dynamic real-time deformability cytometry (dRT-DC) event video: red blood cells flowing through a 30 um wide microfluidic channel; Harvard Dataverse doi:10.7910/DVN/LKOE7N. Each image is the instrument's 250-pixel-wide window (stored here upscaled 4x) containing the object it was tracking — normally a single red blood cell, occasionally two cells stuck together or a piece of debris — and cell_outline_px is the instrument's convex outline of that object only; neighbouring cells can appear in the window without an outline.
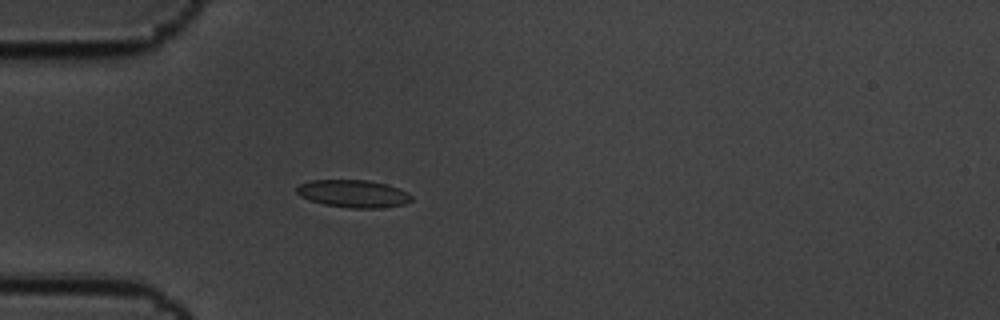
{"species": "common noctule bat (a hibernating species)", "species_latin": "Nyctalus noctula", "temperature_condition": "cold", "stored_images_in_passage": 4, "camera_frame_rate_fps": 3000, "um_per_image_px": 0.085, "animal": {"sex": "male", "body_mass_g": 19.5, "forearm_length_mm": 54.6}, "frame": {"image": 1, "passage_image": 4, "time_ms": 1.0, "image_size_px": [1000, 320], "cell_outline_px": [[412, 200], [404, 204], [380, 208], [352, 208], [324, 204], [300, 196], [296, 192], [296, 188], [300, 184], [312, 180], [368, 180], [388, 184], [408, 192], [412, 196]], "centroid_in_image_um": [30.06, 16.45], "position_along_channel_um": 54.9, "area_um2": 18.38}}